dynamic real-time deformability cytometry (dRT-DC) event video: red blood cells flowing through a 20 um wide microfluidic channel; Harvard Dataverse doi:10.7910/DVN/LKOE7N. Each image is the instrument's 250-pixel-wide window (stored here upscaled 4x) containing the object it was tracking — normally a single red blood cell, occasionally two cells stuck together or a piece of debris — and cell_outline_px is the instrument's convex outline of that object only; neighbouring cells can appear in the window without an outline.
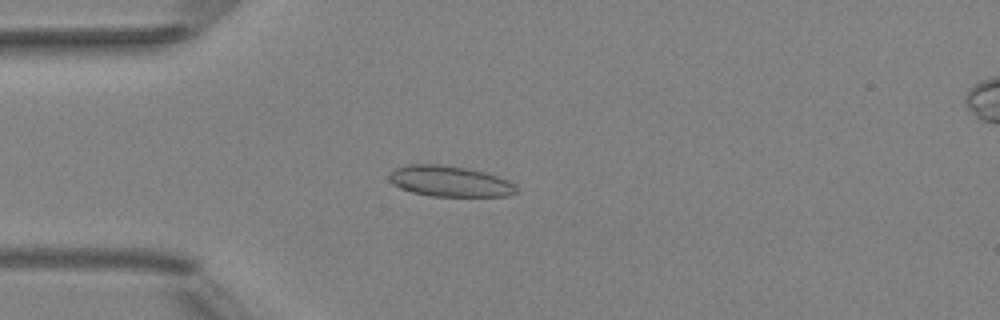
{"species": "Egyptian fruit bat (a non-hibernating species)", "species_latin": "Rousettus aegyptiacus", "temperature_condition": "room temperature", "stored_images_in_passage": 5, "camera_frame_rate_fps": 3000, "um_per_image_px": 0.085, "animal": {"sex": "female"}, "frame": {"image": 1, "passage_image": 4, "time_ms": 3.667, "image_size_px": [1000, 320], "cell_outline_px": [[516, 192], [508, 196], [432, 196], [412, 192], [400, 188], [392, 184], [388, 176], [396, 168], [412, 164], [436, 164], [464, 168], [484, 172], [508, 180], [516, 188]], "centroid_in_image_um": [38.2, 15.42], "position_along_channel_um": 46.8, "area_um2": 22.43}}